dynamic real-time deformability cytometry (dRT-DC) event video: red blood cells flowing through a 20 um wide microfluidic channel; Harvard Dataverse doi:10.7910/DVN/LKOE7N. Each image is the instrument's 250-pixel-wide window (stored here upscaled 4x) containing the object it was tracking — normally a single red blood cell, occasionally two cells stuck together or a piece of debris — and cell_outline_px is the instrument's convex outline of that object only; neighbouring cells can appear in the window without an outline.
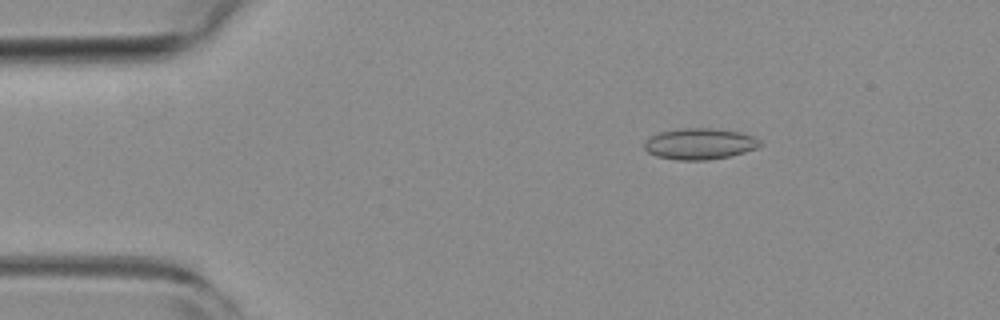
{"species": "common noctule bat (a hibernating species)", "species_latin": "Nyctalus noctula", "temperature_condition": "room temperature", "stored_images_in_passage": 50, "camera_frame_rate_fps": 3000, "um_per_image_px": 0.085, "animal": {"sex": "female", "body_mass_g": 19.3, "forearm_length_mm": 54.1}, "frame": {"image": 1, "passage_image": 3, "time_ms": 0.667, "image_size_px": [1000, 320], "cell_outline_px": [[764, 144], [756, 148], [744, 152], [728, 156], [708, 160], [676, 160], [656, 156], [648, 152], [644, 148], [644, 144], [652, 136], [660, 132], [680, 128], [716, 128], [740, 132], [752, 136], [760, 140]], "centroid_in_image_um": [59.49, 12.22], "position_along_channel_um": 25.5, "area_um2": 20.98}}
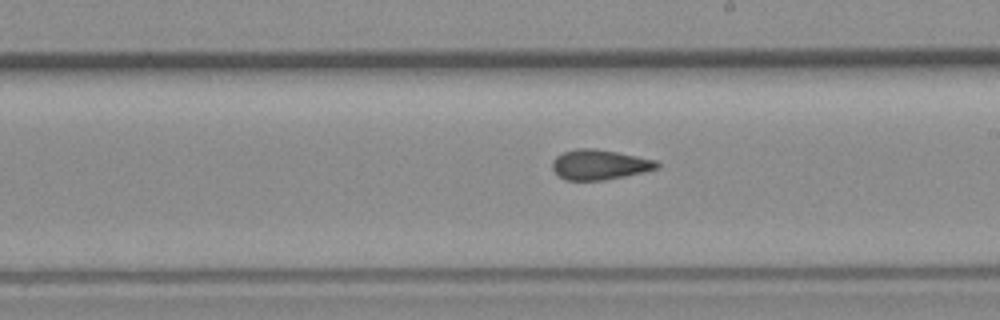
{"frame": {"image": 2, "passage_image": 25, "time_ms": 8.0, "image_size_px": [1000, 320], "cell_outline_px": [[660, 168], [644, 172], [604, 180], [564, 180], [552, 168], [552, 160], [556, 156], [564, 152], [576, 148], [596, 148], [656, 160], [660, 164]], "centroid_in_image_um": [50.96, 13.99], "position_along_channel_um": 238.0, "area_um2": 18.32}}
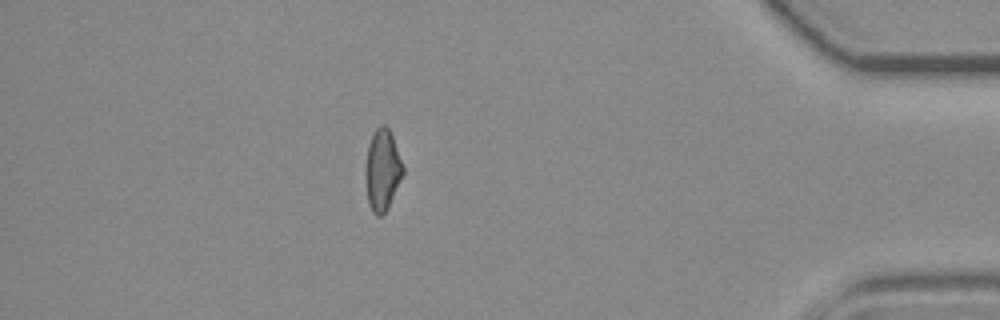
{"frame": {"image": 3, "passage_image": 42, "time_ms": 13.667, "image_size_px": [1000, 320], "cell_outline_px": [[404, 172], [388, 208], [380, 216], [376, 216], [372, 212], [368, 204], [364, 176], [364, 172], [368, 144], [376, 128], [380, 124], [384, 124], [388, 128], [392, 136], [404, 164]], "centroid_in_image_um": [32.49, 14.46], "position_along_channel_um": 402.7, "area_um2": 18.03}, "authors_computed_cell_mechanics": {"area_um2": 18.5538, "velocity_mm_per_s": 3.7521, "shape_relaxation_time_tau1_ms": null, "shape_relaxation_time_tau2_ms": 2.3226, "deformation_change_tau1": null, "deformation_change_tau2": 0.0853}}